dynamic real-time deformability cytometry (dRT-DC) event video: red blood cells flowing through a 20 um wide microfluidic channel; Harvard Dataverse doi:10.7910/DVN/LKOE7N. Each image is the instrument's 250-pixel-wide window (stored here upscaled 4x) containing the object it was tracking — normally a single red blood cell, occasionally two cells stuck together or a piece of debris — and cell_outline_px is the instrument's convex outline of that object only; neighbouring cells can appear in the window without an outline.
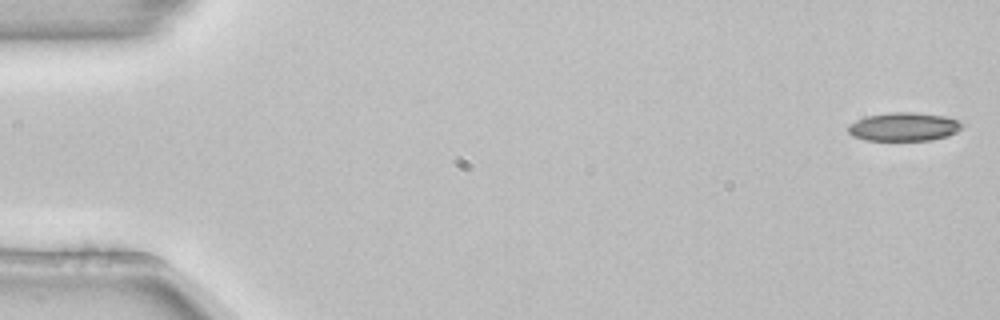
{"species": "common noctule bat (a hibernating species)", "species_latin": "Nyctalus noctula", "temperature_condition": "room temperature", "stored_images_in_passage": 53, "camera_frame_rate_fps": 3000, "um_per_image_px": 0.085, "animal": {"sex": "female", "body_mass_g": 22.7, "forearm_length_mm": 54.2}, "frame": {"image": 1, "passage_image": 1, "time_ms": 0.0, "image_size_px": [1000, 320], "cell_outline_px": [[964, 124], [956, 132], [948, 136], [932, 140], [864, 140], [852, 136], [848, 132], [848, 124], [856, 120], [868, 116], [888, 112], [916, 112], [944, 116], [956, 120]], "centroid_in_image_um": [76.8, 10.77], "position_along_channel_um": 8.2, "area_um2": 18.96}}
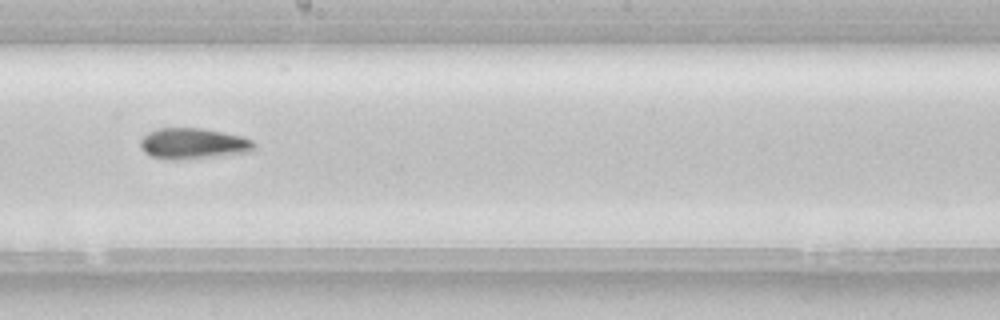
{"frame": {"image": 2, "passage_image": 30, "time_ms": 9.667, "image_size_px": [1000, 320], "cell_outline_px": [[256, 148], [252, 152], [180, 160], [172, 160], [152, 156], [144, 152], [140, 148], [140, 140], [148, 132], [156, 128], [204, 128], [240, 136], [252, 140], [256, 144]], "centroid_in_image_um": [16.42, 12.2], "position_along_channel_um": 231.8, "area_um2": 20.63}}
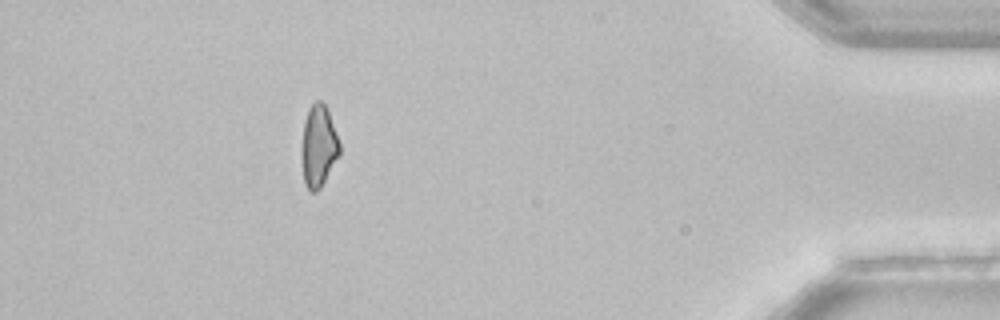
{"frame": {"image": 3, "passage_image": 48, "time_ms": 15.667, "image_size_px": [1000, 320], "cell_outline_px": [[340, 156], [320, 188], [316, 192], [312, 192], [304, 184], [300, 152], [304, 120], [308, 108], [316, 100], [320, 100], [324, 104], [328, 112], [340, 144]], "centroid_in_image_um": [27.05, 12.44], "position_along_channel_um": 408.1, "area_um2": 18.32}}